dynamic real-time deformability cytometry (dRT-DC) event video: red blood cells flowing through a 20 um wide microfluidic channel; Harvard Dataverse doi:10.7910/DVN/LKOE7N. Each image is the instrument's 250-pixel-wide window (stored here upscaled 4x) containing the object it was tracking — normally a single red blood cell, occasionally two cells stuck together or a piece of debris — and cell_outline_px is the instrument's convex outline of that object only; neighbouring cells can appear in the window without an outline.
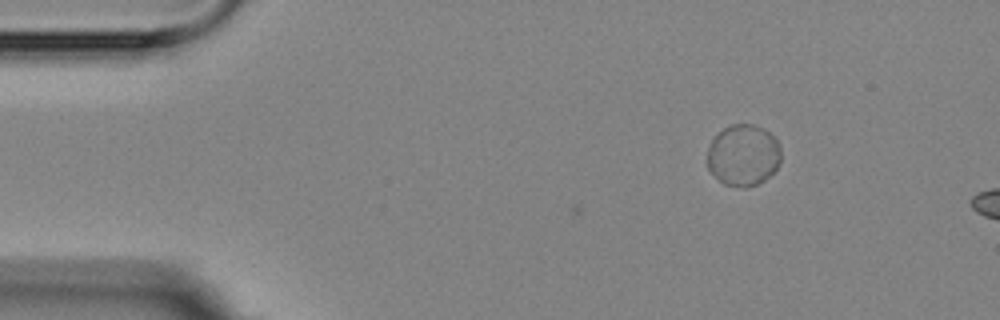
{"species": "Egyptian fruit bat (a non-hibernating species)", "species_latin": "Rousettus aegyptiacus", "temperature_condition": "room temperature", "stored_images_in_passage": 3, "camera_frame_rate_fps": 3000, "um_per_image_px": 0.085, "animal": {"sex": "female"}, "frame": {"image": 1, "passage_image": 1, "time_ms": 0.0, "image_size_px": [1000, 320], "cell_outline_px": [[780, 160], [776, 168], [764, 180], [756, 184], [744, 188], [724, 184], [708, 168], [708, 148], [712, 140], [724, 128], [732, 124], [752, 124], [764, 128], [776, 140], [780, 148]], "centroid_in_image_um": [63.18, 13.19], "position_along_channel_um": 21.8, "area_um2": 26.01}}